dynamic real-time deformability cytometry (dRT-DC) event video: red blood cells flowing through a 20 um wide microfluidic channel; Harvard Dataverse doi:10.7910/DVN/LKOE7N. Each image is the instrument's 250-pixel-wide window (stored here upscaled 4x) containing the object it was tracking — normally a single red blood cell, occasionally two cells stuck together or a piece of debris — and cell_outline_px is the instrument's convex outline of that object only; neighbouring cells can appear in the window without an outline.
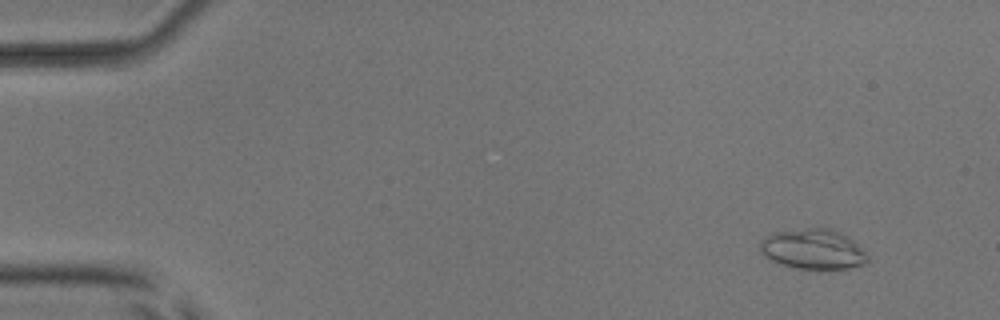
{"species": "common noctule bat (a hibernating species)", "species_latin": "Nyctalus noctula", "temperature_condition": "room temperature", "stored_images_in_passage": 4, "camera_frame_rate_fps": 3000, "um_per_image_px": 0.085, "animal": {"sex": "male", "body_mass_g": 17.9, "forearm_length_mm": 54.2}, "frame": {"image": 1, "passage_image": 1, "time_ms": 0.0, "image_size_px": [1000, 320], "cell_outline_px": [[868, 264], [848, 268], [796, 268], [780, 264], [768, 260], [760, 252], [760, 240], [764, 236], [772, 232], [808, 228], [832, 228], [848, 236], [868, 256]], "centroid_in_image_um": [69.07, 21.17], "position_along_channel_um": 15.9, "area_um2": 25.26}}